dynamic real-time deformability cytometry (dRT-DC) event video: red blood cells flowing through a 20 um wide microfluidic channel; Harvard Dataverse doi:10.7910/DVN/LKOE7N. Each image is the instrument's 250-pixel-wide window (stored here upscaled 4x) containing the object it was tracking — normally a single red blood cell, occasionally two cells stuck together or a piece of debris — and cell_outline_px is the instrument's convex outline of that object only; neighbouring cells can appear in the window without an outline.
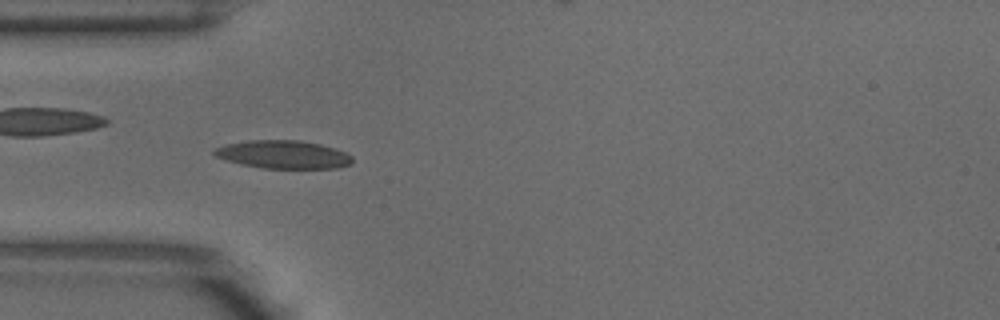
{"species": "common noctule bat (a hibernating species)", "species_latin": "Nyctalus noctula", "temperature_condition": "warm", "stored_images_in_passage": 5, "camera_frame_rate_fps": 3000, "um_per_image_px": 0.085, "animal": {"sex": "male", "body_mass_g": 18.8}, "frame": {"image": 1, "passage_image": 3, "time_ms": 0.667, "image_size_px": [1000, 320], "cell_outline_px": [[352, 164], [340, 168], [260, 168], [240, 164], [212, 156], [212, 148], [224, 144], [248, 140], [300, 140], [320, 144], [344, 152], [352, 156]], "centroid_in_image_um": [24.0, 13.13], "position_along_channel_um": 61.0, "area_um2": 22.89}}